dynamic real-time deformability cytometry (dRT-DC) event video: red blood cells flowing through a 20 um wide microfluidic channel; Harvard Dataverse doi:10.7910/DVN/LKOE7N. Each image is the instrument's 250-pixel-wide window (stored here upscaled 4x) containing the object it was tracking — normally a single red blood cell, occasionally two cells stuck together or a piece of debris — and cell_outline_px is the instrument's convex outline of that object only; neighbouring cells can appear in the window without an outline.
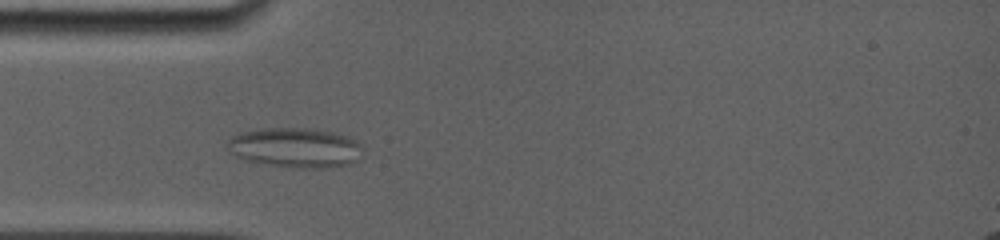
{"species": "common noctule bat (a hibernating species)", "species_latin": "Nyctalus noctula", "temperature_condition": "room temperature", "stored_images_in_passage": 28, "camera_frame_rate_fps": 5000, "um_per_image_px": 0.085, "animal": {"sex": "female", "body_mass_g": 19.0, "forearm_length_mm": 56.7}, "frame": {"image": 1, "passage_image": 6, "time_ms": 3.0, "image_size_px": [1000, 240], "cell_outline_px": [[360, 144], [356, 160], [348, 164], [324, 168], [296, 168], [260, 164], [244, 160], [232, 152], [228, 148], [228, 140], [232, 136], [240, 132], [264, 128], [316, 128], [348, 136], [356, 140]], "centroid_in_image_um": [25.05, 12.55], "position_along_channel_um": 59.9, "area_um2": 31.33}}
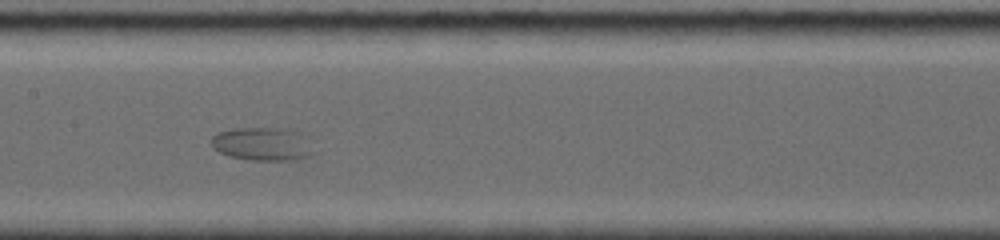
{"frame": {"image": 2, "passage_image": 13, "time_ms": 6.4, "image_size_px": [1000, 240], "cell_outline_px": [[308, 156], [296, 160], [252, 160], [232, 156], [220, 152], [212, 144], [212, 136], [216, 132], [232, 128], [292, 128]], "centroid_in_image_um": [22.08, 12.22], "position_along_channel_um": 185.3, "area_um2": 18.5}}
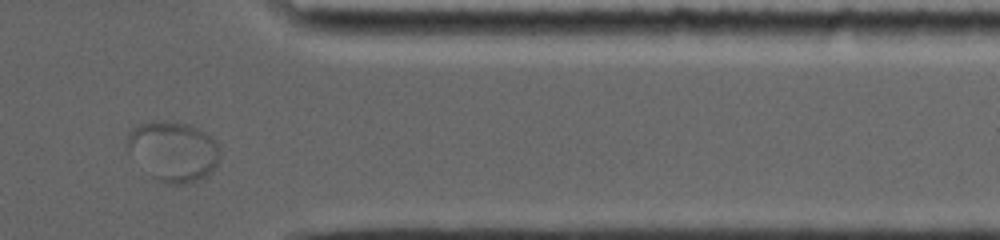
{"frame": {"image": 3, "passage_image": 25, "time_ms": 12.2, "image_size_px": [1000, 240], "cell_outline_px": [[220, 152], [216, 164], [208, 176], [192, 184], [164, 184], [152, 176], [128, 148], [128, 132], [132, 128], [140, 124], [152, 120], [160, 120], [184, 124], [196, 128], [204, 132], [216, 144]], "centroid_in_image_um": [14.74, 12.87], "position_along_channel_um": 396.7, "area_um2": 31.73}}